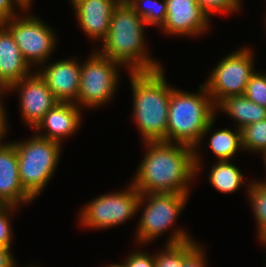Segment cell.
I'll use <instances>...</instances> for the list:
<instances>
[{
  "label": "cell",
  "mask_w": 266,
  "mask_h": 267,
  "mask_svg": "<svg viewBox=\"0 0 266 267\" xmlns=\"http://www.w3.org/2000/svg\"><path fill=\"white\" fill-rule=\"evenodd\" d=\"M144 144L147 150L132 178L134 187L141 194H190L189 184L196 177L194 148L167 141Z\"/></svg>",
  "instance_id": "obj_1"
},
{
  "label": "cell",
  "mask_w": 266,
  "mask_h": 267,
  "mask_svg": "<svg viewBox=\"0 0 266 267\" xmlns=\"http://www.w3.org/2000/svg\"><path fill=\"white\" fill-rule=\"evenodd\" d=\"M198 93L173 88L170 95L166 141L194 148L196 176L202 170L198 148L213 128L216 118L215 104L204 84Z\"/></svg>",
  "instance_id": "obj_2"
},
{
  "label": "cell",
  "mask_w": 266,
  "mask_h": 267,
  "mask_svg": "<svg viewBox=\"0 0 266 267\" xmlns=\"http://www.w3.org/2000/svg\"><path fill=\"white\" fill-rule=\"evenodd\" d=\"M145 26L147 24L129 4L119 2L112 11L109 31L101 42V50L96 51L124 65L127 72L155 71L162 68V64L147 51Z\"/></svg>",
  "instance_id": "obj_3"
},
{
  "label": "cell",
  "mask_w": 266,
  "mask_h": 267,
  "mask_svg": "<svg viewBox=\"0 0 266 267\" xmlns=\"http://www.w3.org/2000/svg\"><path fill=\"white\" fill-rule=\"evenodd\" d=\"M162 68L129 72L134 122L143 142L166 141L171 91Z\"/></svg>",
  "instance_id": "obj_4"
},
{
  "label": "cell",
  "mask_w": 266,
  "mask_h": 267,
  "mask_svg": "<svg viewBox=\"0 0 266 267\" xmlns=\"http://www.w3.org/2000/svg\"><path fill=\"white\" fill-rule=\"evenodd\" d=\"M34 134L25 141L12 142L18 157L20 183L24 190L36 199L52 179L63 145Z\"/></svg>",
  "instance_id": "obj_5"
},
{
  "label": "cell",
  "mask_w": 266,
  "mask_h": 267,
  "mask_svg": "<svg viewBox=\"0 0 266 267\" xmlns=\"http://www.w3.org/2000/svg\"><path fill=\"white\" fill-rule=\"evenodd\" d=\"M80 62L81 79L76 105L80 108L104 106L113 99L120 81L122 65L99 54L96 49Z\"/></svg>",
  "instance_id": "obj_6"
},
{
  "label": "cell",
  "mask_w": 266,
  "mask_h": 267,
  "mask_svg": "<svg viewBox=\"0 0 266 267\" xmlns=\"http://www.w3.org/2000/svg\"><path fill=\"white\" fill-rule=\"evenodd\" d=\"M188 198L189 194L180 193L141 194L138 211L143 212L137 225L136 243H140L139 246L151 243L171 229Z\"/></svg>",
  "instance_id": "obj_7"
},
{
  "label": "cell",
  "mask_w": 266,
  "mask_h": 267,
  "mask_svg": "<svg viewBox=\"0 0 266 267\" xmlns=\"http://www.w3.org/2000/svg\"><path fill=\"white\" fill-rule=\"evenodd\" d=\"M126 187L124 191L99 195L85 204L78 215L81 226L103 230L122 225L135 216L141 193L132 183Z\"/></svg>",
  "instance_id": "obj_8"
},
{
  "label": "cell",
  "mask_w": 266,
  "mask_h": 267,
  "mask_svg": "<svg viewBox=\"0 0 266 267\" xmlns=\"http://www.w3.org/2000/svg\"><path fill=\"white\" fill-rule=\"evenodd\" d=\"M255 70L254 51L249 46L234 50L219 60L204 83L215 106L227 97L244 95Z\"/></svg>",
  "instance_id": "obj_9"
},
{
  "label": "cell",
  "mask_w": 266,
  "mask_h": 267,
  "mask_svg": "<svg viewBox=\"0 0 266 267\" xmlns=\"http://www.w3.org/2000/svg\"><path fill=\"white\" fill-rule=\"evenodd\" d=\"M2 24L11 32L25 61L32 67L49 62L57 43L56 33L40 18L24 11ZM28 15H27V14Z\"/></svg>",
  "instance_id": "obj_10"
},
{
  "label": "cell",
  "mask_w": 266,
  "mask_h": 267,
  "mask_svg": "<svg viewBox=\"0 0 266 267\" xmlns=\"http://www.w3.org/2000/svg\"><path fill=\"white\" fill-rule=\"evenodd\" d=\"M29 76L15 82L7 89V94L16 89L20 92V110L24 124L33 130L43 120L45 114L53 108L58 101L48 88L40 75L33 70ZM11 90V91H10Z\"/></svg>",
  "instance_id": "obj_11"
},
{
  "label": "cell",
  "mask_w": 266,
  "mask_h": 267,
  "mask_svg": "<svg viewBox=\"0 0 266 267\" xmlns=\"http://www.w3.org/2000/svg\"><path fill=\"white\" fill-rule=\"evenodd\" d=\"M167 17L161 30L169 36H200L211 26L209 17L196 0H165Z\"/></svg>",
  "instance_id": "obj_12"
},
{
  "label": "cell",
  "mask_w": 266,
  "mask_h": 267,
  "mask_svg": "<svg viewBox=\"0 0 266 267\" xmlns=\"http://www.w3.org/2000/svg\"><path fill=\"white\" fill-rule=\"evenodd\" d=\"M35 71L58 102L76 103L81 79L80 62L76 58L45 63Z\"/></svg>",
  "instance_id": "obj_13"
},
{
  "label": "cell",
  "mask_w": 266,
  "mask_h": 267,
  "mask_svg": "<svg viewBox=\"0 0 266 267\" xmlns=\"http://www.w3.org/2000/svg\"><path fill=\"white\" fill-rule=\"evenodd\" d=\"M120 0H71L79 27L91 40H102L109 31L113 9Z\"/></svg>",
  "instance_id": "obj_14"
},
{
  "label": "cell",
  "mask_w": 266,
  "mask_h": 267,
  "mask_svg": "<svg viewBox=\"0 0 266 267\" xmlns=\"http://www.w3.org/2000/svg\"><path fill=\"white\" fill-rule=\"evenodd\" d=\"M33 200L20 183L15 144L8 142L0 147V205L21 207Z\"/></svg>",
  "instance_id": "obj_15"
},
{
  "label": "cell",
  "mask_w": 266,
  "mask_h": 267,
  "mask_svg": "<svg viewBox=\"0 0 266 267\" xmlns=\"http://www.w3.org/2000/svg\"><path fill=\"white\" fill-rule=\"evenodd\" d=\"M81 110L83 109L74 103L58 102L45 114L43 120L34 129V133L62 144L63 139L79 130L82 122ZM44 129L46 132L43 131Z\"/></svg>",
  "instance_id": "obj_16"
},
{
  "label": "cell",
  "mask_w": 266,
  "mask_h": 267,
  "mask_svg": "<svg viewBox=\"0 0 266 267\" xmlns=\"http://www.w3.org/2000/svg\"><path fill=\"white\" fill-rule=\"evenodd\" d=\"M23 58L11 32L0 23V83L7 90L33 71Z\"/></svg>",
  "instance_id": "obj_17"
},
{
  "label": "cell",
  "mask_w": 266,
  "mask_h": 267,
  "mask_svg": "<svg viewBox=\"0 0 266 267\" xmlns=\"http://www.w3.org/2000/svg\"><path fill=\"white\" fill-rule=\"evenodd\" d=\"M215 110L224 112L235 121L240 130L247 125L266 119V108L250 101L245 95L231 96L221 100Z\"/></svg>",
  "instance_id": "obj_18"
},
{
  "label": "cell",
  "mask_w": 266,
  "mask_h": 267,
  "mask_svg": "<svg viewBox=\"0 0 266 267\" xmlns=\"http://www.w3.org/2000/svg\"><path fill=\"white\" fill-rule=\"evenodd\" d=\"M183 228L172 230L164 248L154 254L155 267H181L183 257L197 244Z\"/></svg>",
  "instance_id": "obj_19"
},
{
  "label": "cell",
  "mask_w": 266,
  "mask_h": 267,
  "mask_svg": "<svg viewBox=\"0 0 266 267\" xmlns=\"http://www.w3.org/2000/svg\"><path fill=\"white\" fill-rule=\"evenodd\" d=\"M211 185L221 193L231 194L237 192L246 182L244 174L241 173L239 167L230 161H218L212 165L208 175Z\"/></svg>",
  "instance_id": "obj_20"
},
{
  "label": "cell",
  "mask_w": 266,
  "mask_h": 267,
  "mask_svg": "<svg viewBox=\"0 0 266 267\" xmlns=\"http://www.w3.org/2000/svg\"><path fill=\"white\" fill-rule=\"evenodd\" d=\"M208 145L219 161H230L238 151L243 150L241 130L228 128L213 130L210 132Z\"/></svg>",
  "instance_id": "obj_21"
},
{
  "label": "cell",
  "mask_w": 266,
  "mask_h": 267,
  "mask_svg": "<svg viewBox=\"0 0 266 267\" xmlns=\"http://www.w3.org/2000/svg\"><path fill=\"white\" fill-rule=\"evenodd\" d=\"M246 189L257 224V238L261 240L266 237V185L258 183L255 179L246 185Z\"/></svg>",
  "instance_id": "obj_22"
},
{
  "label": "cell",
  "mask_w": 266,
  "mask_h": 267,
  "mask_svg": "<svg viewBox=\"0 0 266 267\" xmlns=\"http://www.w3.org/2000/svg\"><path fill=\"white\" fill-rule=\"evenodd\" d=\"M129 5L148 26L157 25L160 29L166 20L167 8L165 0H133Z\"/></svg>",
  "instance_id": "obj_23"
},
{
  "label": "cell",
  "mask_w": 266,
  "mask_h": 267,
  "mask_svg": "<svg viewBox=\"0 0 266 267\" xmlns=\"http://www.w3.org/2000/svg\"><path fill=\"white\" fill-rule=\"evenodd\" d=\"M242 148L253 153L266 152V119L241 129Z\"/></svg>",
  "instance_id": "obj_24"
},
{
  "label": "cell",
  "mask_w": 266,
  "mask_h": 267,
  "mask_svg": "<svg viewBox=\"0 0 266 267\" xmlns=\"http://www.w3.org/2000/svg\"><path fill=\"white\" fill-rule=\"evenodd\" d=\"M244 95L253 103L266 108V74L256 71L248 81Z\"/></svg>",
  "instance_id": "obj_25"
},
{
  "label": "cell",
  "mask_w": 266,
  "mask_h": 267,
  "mask_svg": "<svg viewBox=\"0 0 266 267\" xmlns=\"http://www.w3.org/2000/svg\"><path fill=\"white\" fill-rule=\"evenodd\" d=\"M196 2L209 17L213 16V13L234 14L240 11L242 6V0H196Z\"/></svg>",
  "instance_id": "obj_26"
},
{
  "label": "cell",
  "mask_w": 266,
  "mask_h": 267,
  "mask_svg": "<svg viewBox=\"0 0 266 267\" xmlns=\"http://www.w3.org/2000/svg\"><path fill=\"white\" fill-rule=\"evenodd\" d=\"M17 208L14 205H0V247L7 249L12 247L13 231L10 217H13V213Z\"/></svg>",
  "instance_id": "obj_27"
},
{
  "label": "cell",
  "mask_w": 266,
  "mask_h": 267,
  "mask_svg": "<svg viewBox=\"0 0 266 267\" xmlns=\"http://www.w3.org/2000/svg\"><path fill=\"white\" fill-rule=\"evenodd\" d=\"M125 267H155L154 254L145 251H133L122 262Z\"/></svg>",
  "instance_id": "obj_28"
},
{
  "label": "cell",
  "mask_w": 266,
  "mask_h": 267,
  "mask_svg": "<svg viewBox=\"0 0 266 267\" xmlns=\"http://www.w3.org/2000/svg\"><path fill=\"white\" fill-rule=\"evenodd\" d=\"M205 249L197 243L184 257L181 267H206Z\"/></svg>",
  "instance_id": "obj_29"
},
{
  "label": "cell",
  "mask_w": 266,
  "mask_h": 267,
  "mask_svg": "<svg viewBox=\"0 0 266 267\" xmlns=\"http://www.w3.org/2000/svg\"><path fill=\"white\" fill-rule=\"evenodd\" d=\"M16 7V8H15ZM20 9V14L25 10L17 3L16 0H0V23H3L11 18L18 16L19 13L16 11Z\"/></svg>",
  "instance_id": "obj_30"
},
{
  "label": "cell",
  "mask_w": 266,
  "mask_h": 267,
  "mask_svg": "<svg viewBox=\"0 0 266 267\" xmlns=\"http://www.w3.org/2000/svg\"><path fill=\"white\" fill-rule=\"evenodd\" d=\"M3 97H0V147L7 144L8 142H3L4 139V135L6 134V132L8 131V121L6 119L7 114L5 112V105H3Z\"/></svg>",
  "instance_id": "obj_31"
},
{
  "label": "cell",
  "mask_w": 266,
  "mask_h": 267,
  "mask_svg": "<svg viewBox=\"0 0 266 267\" xmlns=\"http://www.w3.org/2000/svg\"><path fill=\"white\" fill-rule=\"evenodd\" d=\"M13 256L12 249L0 247V267H16L17 262Z\"/></svg>",
  "instance_id": "obj_32"
},
{
  "label": "cell",
  "mask_w": 266,
  "mask_h": 267,
  "mask_svg": "<svg viewBox=\"0 0 266 267\" xmlns=\"http://www.w3.org/2000/svg\"><path fill=\"white\" fill-rule=\"evenodd\" d=\"M17 3L24 9V10H30V7L32 6L33 0H16Z\"/></svg>",
  "instance_id": "obj_33"
},
{
  "label": "cell",
  "mask_w": 266,
  "mask_h": 267,
  "mask_svg": "<svg viewBox=\"0 0 266 267\" xmlns=\"http://www.w3.org/2000/svg\"><path fill=\"white\" fill-rule=\"evenodd\" d=\"M261 155H263L262 157H263V159H264V164H265V168H266V152L265 153H262ZM266 173V172H265ZM266 179V178H265ZM258 183H261V184H264V185H266V180H262V181H258V180H256Z\"/></svg>",
  "instance_id": "obj_34"
},
{
  "label": "cell",
  "mask_w": 266,
  "mask_h": 267,
  "mask_svg": "<svg viewBox=\"0 0 266 267\" xmlns=\"http://www.w3.org/2000/svg\"><path fill=\"white\" fill-rule=\"evenodd\" d=\"M5 93H7V90L0 83V97H3L2 95H4Z\"/></svg>",
  "instance_id": "obj_35"
},
{
  "label": "cell",
  "mask_w": 266,
  "mask_h": 267,
  "mask_svg": "<svg viewBox=\"0 0 266 267\" xmlns=\"http://www.w3.org/2000/svg\"><path fill=\"white\" fill-rule=\"evenodd\" d=\"M104 267H125V266L121 262V264L115 263V264H110V265H107V266H104Z\"/></svg>",
  "instance_id": "obj_36"
},
{
  "label": "cell",
  "mask_w": 266,
  "mask_h": 267,
  "mask_svg": "<svg viewBox=\"0 0 266 267\" xmlns=\"http://www.w3.org/2000/svg\"><path fill=\"white\" fill-rule=\"evenodd\" d=\"M258 241H260L265 246V248H266V237L264 239H261V240H258ZM265 262H266V259H265Z\"/></svg>",
  "instance_id": "obj_37"
},
{
  "label": "cell",
  "mask_w": 266,
  "mask_h": 267,
  "mask_svg": "<svg viewBox=\"0 0 266 267\" xmlns=\"http://www.w3.org/2000/svg\"><path fill=\"white\" fill-rule=\"evenodd\" d=\"M133 0H120V2L126 3V4H130Z\"/></svg>",
  "instance_id": "obj_38"
}]
</instances>
